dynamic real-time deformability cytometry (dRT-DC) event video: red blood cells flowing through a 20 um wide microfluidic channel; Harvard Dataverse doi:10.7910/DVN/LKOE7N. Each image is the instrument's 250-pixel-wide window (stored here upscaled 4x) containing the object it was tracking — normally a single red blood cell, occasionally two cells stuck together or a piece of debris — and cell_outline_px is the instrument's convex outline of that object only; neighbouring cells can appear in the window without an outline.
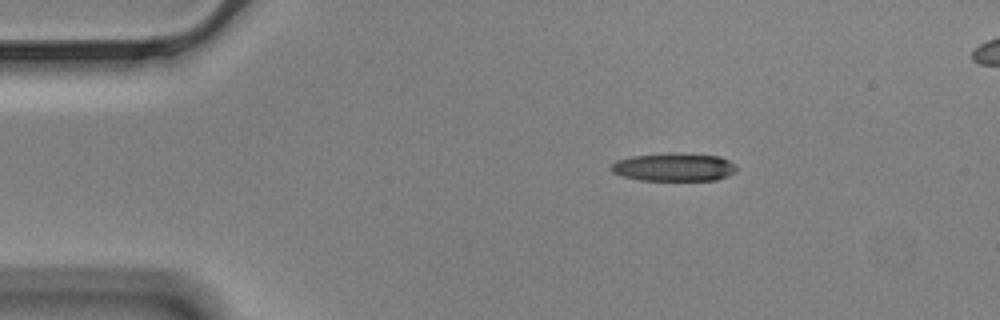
{"species": "Egyptian fruit bat (a non-hibernating species)", "species_latin": "Rousettus aegyptiacus", "temperature_condition": "cold", "stored_images_in_passage": 49, "camera_frame_rate_fps": 3000, "um_per_image_px": 0.085, "animal": {"sex": "male"}, "frame": {"image": 1, "passage_image": 1, "time_ms": 0.0, "image_size_px": [1000, 320], "cell_outline_px": [[736, 172], [728, 176], [716, 180], [640, 180], [620, 176], [612, 172], [608, 168], [616, 160], [632, 156], [668, 152], [676, 152], [720, 156], [736, 164]], "centroid_in_image_um": [57.27, 14.19], "position_along_channel_um": 27.7, "area_um2": 20.98}}
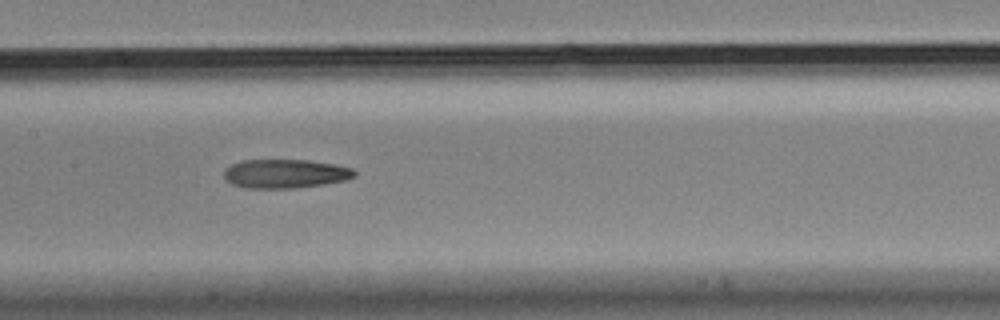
{"frame": {"image": 2, "passage_image": 19, "time_ms": 6.0, "image_size_px": [1000, 320], "cell_outline_px": [[356, 176], [348, 180], [324, 184], [296, 188], [248, 188], [232, 184], [224, 180], [224, 168], [232, 164], [244, 160], [308, 160], [336, 164], [352, 168], [356, 172]], "centroid_in_image_um": [24.26, 14.76], "position_along_channel_um": 183.1, "area_um2": 22.2}}
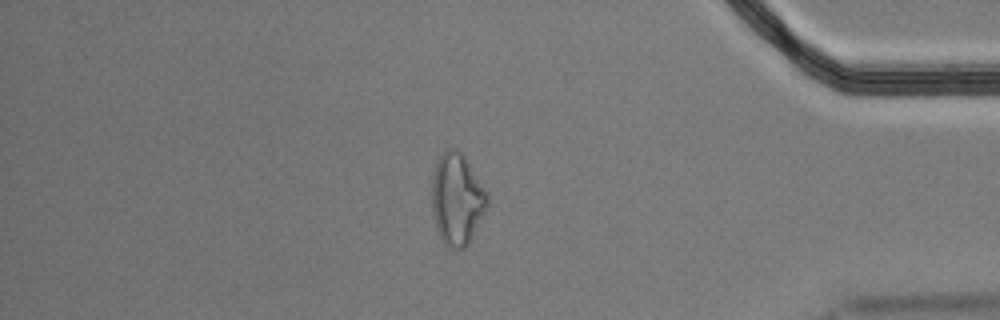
{"frame": {"image": 3, "passage_image": 40, "time_ms": 13.0, "image_size_px": [1000, 320], "cell_outline_px": [[488, 204], [468, 244], [464, 248], [456, 252], [448, 248], [440, 240], [436, 228], [432, 212], [432, 176], [436, 160], [448, 148], [456, 148], [464, 156], [488, 192]], "centroid_in_image_um": [38.82, 16.96], "position_along_channel_um": 396.4, "area_um2": 29.88}}